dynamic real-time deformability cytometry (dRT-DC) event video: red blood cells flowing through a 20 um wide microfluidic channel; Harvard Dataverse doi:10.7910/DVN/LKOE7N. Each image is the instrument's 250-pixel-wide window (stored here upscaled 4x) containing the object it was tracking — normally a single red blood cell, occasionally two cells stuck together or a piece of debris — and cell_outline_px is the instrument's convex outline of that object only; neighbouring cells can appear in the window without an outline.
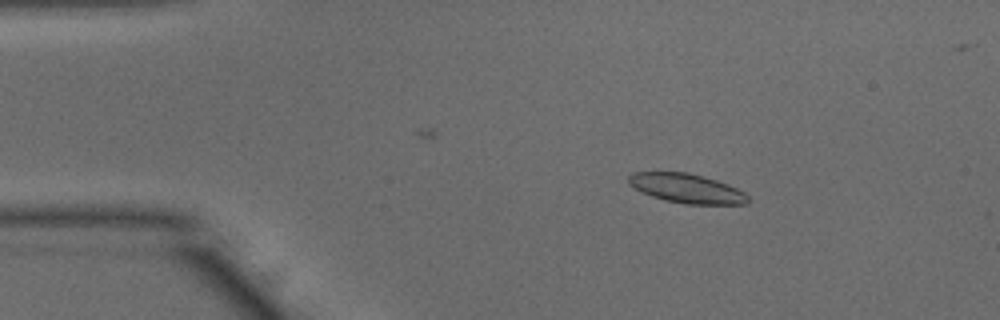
{"species": "common noctule bat (a hibernating species)", "species_latin": "Nyctalus noctula", "temperature_condition": "warm", "stored_images_in_passage": 34, "camera_frame_rate_fps": 3000, "um_per_image_px": 0.085, "animal": {"sex": "male", "body_mass_g": 15.6}, "frame": {"image": 1, "passage_image": 8, "time_ms": 2.333, "image_size_px": [1000, 320], "cell_outline_px": [[752, 200], [748, 204], [684, 204], [664, 200], [652, 196], [628, 184], [628, 176], [632, 172], [688, 172], [716, 180], [736, 188], [744, 192]], "centroid_in_image_um": [58.39, 16.02], "position_along_channel_um": 26.6, "area_um2": 20.35}}
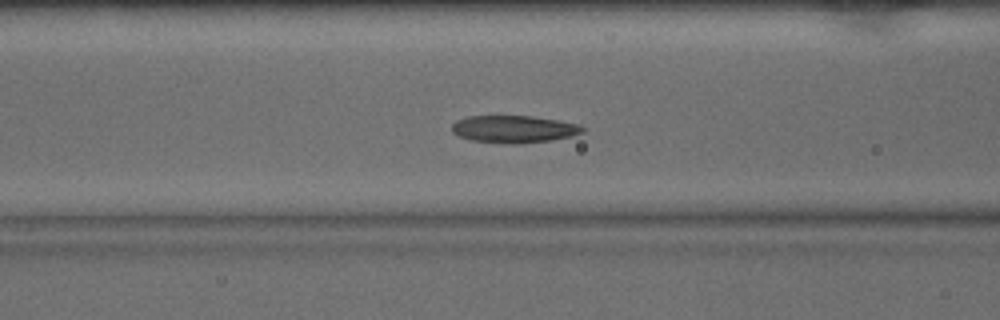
{"frame": {"image": 2, "passage_image": 20, "time_ms": 6.333, "image_size_px": [1000, 320], "cell_outline_px": [[584, 132], [572, 136], [552, 140], [520, 144], [512, 144], [472, 140], [460, 136], [452, 132], [452, 124], [456, 120], [468, 116], [532, 116], [580, 124], [584, 128]], "centroid_in_image_um": [43.7, 10.97], "position_along_channel_um": 122.9, "area_um2": 20.81}}
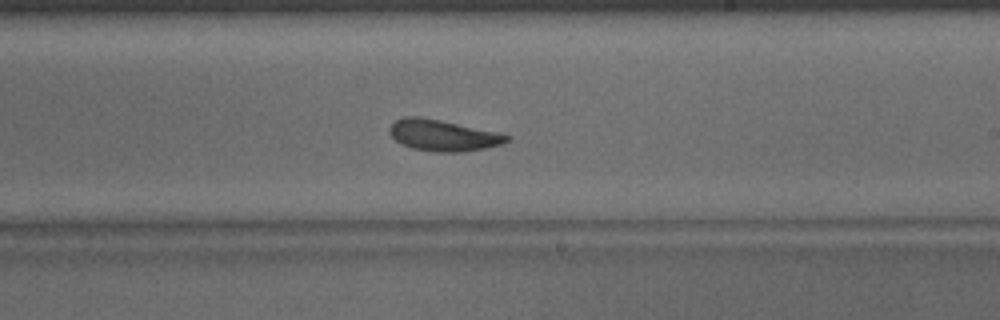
{"frame": {"image": 3, "passage_image": 30, "time_ms": 9.667, "image_size_px": [1000, 320], "cell_outline_px": [[508, 140], [500, 144], [484, 148], [464, 152], [436, 152], [412, 148], [396, 140], [388, 132], [388, 128], [396, 120], [404, 116], [416, 116], [440, 120], [496, 132], [508, 136]], "centroid_in_image_um": [37.6, 11.5], "position_along_channel_um": 251.4, "area_um2": 20.92}}